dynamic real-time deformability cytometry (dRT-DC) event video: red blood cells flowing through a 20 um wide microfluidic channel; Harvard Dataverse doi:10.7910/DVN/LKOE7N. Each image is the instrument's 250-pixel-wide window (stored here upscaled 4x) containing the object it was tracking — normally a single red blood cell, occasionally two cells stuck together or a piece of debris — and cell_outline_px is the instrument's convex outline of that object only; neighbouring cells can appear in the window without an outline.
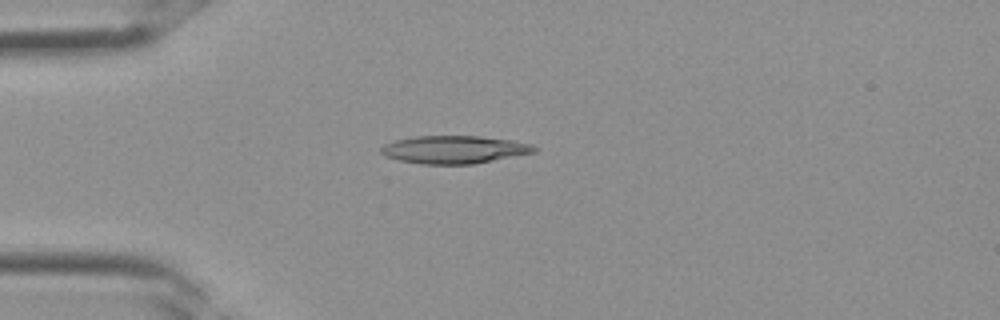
{"species": "Egyptian fruit bat (a non-hibernating species)", "species_latin": "Rousettus aegyptiacus", "temperature_condition": "room temperature", "stored_images_in_passage": 3, "camera_frame_rate_fps": 3000, "um_per_image_px": 0.085, "frame": {"image": 1, "passage_image": 3, "time_ms": 0.667, "image_size_px": [1000, 320], "cell_outline_px": [[540, 148], [536, 152], [472, 164], [420, 164], [400, 160], [384, 156], [380, 152], [380, 148], [384, 144], [396, 140], [416, 136], [480, 136], [512, 140], [532, 144]], "centroid_in_image_um": [38.62, 12.71], "position_along_channel_um": 46.4, "area_um2": 24.91}}